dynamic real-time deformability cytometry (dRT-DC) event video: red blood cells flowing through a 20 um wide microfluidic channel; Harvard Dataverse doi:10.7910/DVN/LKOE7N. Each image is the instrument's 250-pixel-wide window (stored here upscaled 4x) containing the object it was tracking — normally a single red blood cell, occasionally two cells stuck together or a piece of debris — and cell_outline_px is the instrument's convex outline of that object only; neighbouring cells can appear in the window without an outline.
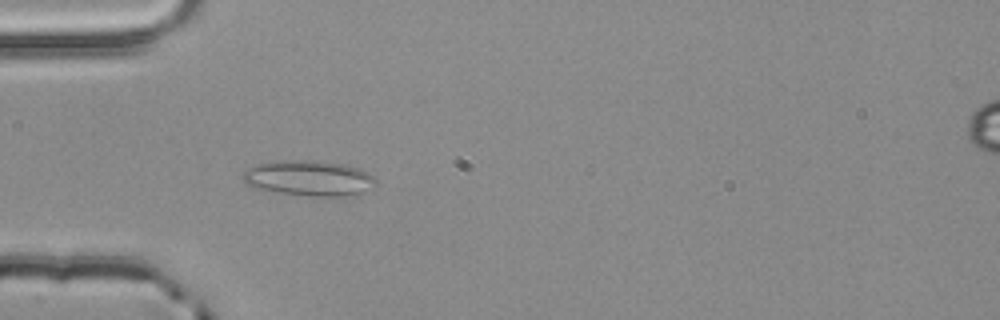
{"species": "common noctule bat (a hibernating species)", "species_latin": "Nyctalus noctula", "temperature_condition": "room temperature", "stored_images_in_passage": 39, "camera_frame_rate_fps": 3000, "um_per_image_px": 0.085, "animal": {"sex": "male", "body_mass_g": 20.4}, "frame": {"image": 1, "passage_image": 2, "time_ms": 0.333, "image_size_px": [1000, 320], "cell_outline_px": [[376, 184], [360, 192], [344, 196], [308, 196], [252, 188], [244, 184], [244, 172], [248, 168], [256, 164], [280, 160], [312, 160], [344, 164], [360, 168], [368, 172], [376, 180]], "centroid_in_image_um": [26.22, 15.13], "position_along_channel_um": 58.8, "area_um2": 27.34}}
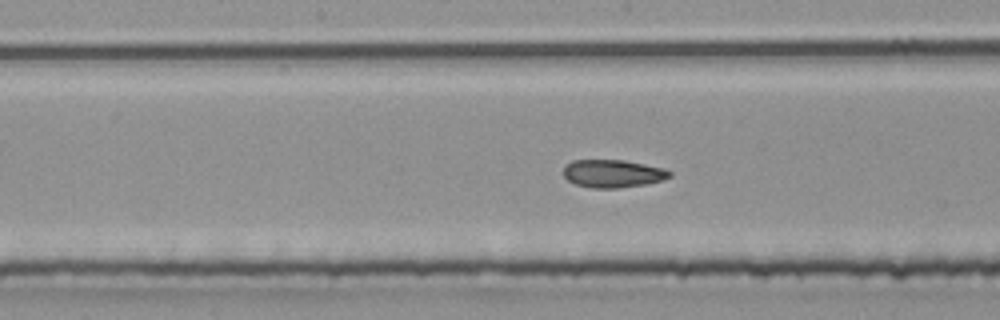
{"frame": {"image": 2, "passage_image": 13, "time_ms": 4.0, "image_size_px": [1000, 320], "cell_outline_px": [[672, 176], [660, 180], [644, 184], [616, 188], [592, 188], [576, 184], [568, 180], [564, 176], [564, 168], [572, 160], [624, 160], [664, 168], [672, 172]], "centroid_in_image_um": [52.09, 14.75], "position_along_channel_um": 196.1, "area_um2": 17.05}}
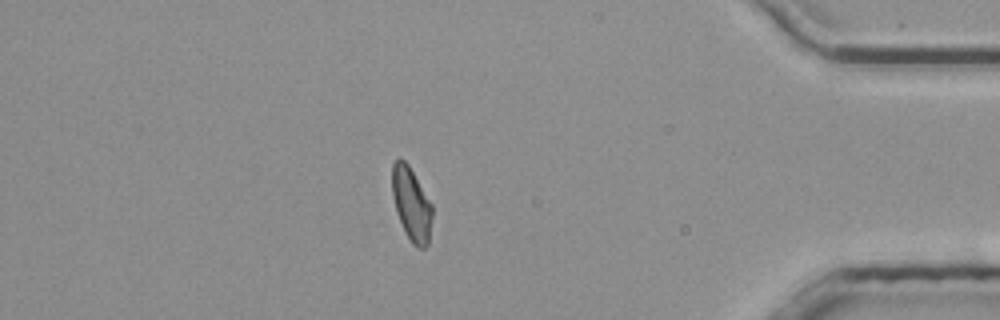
{"frame": {"image": 3, "passage_image": 32, "time_ms": 10.333, "image_size_px": [1000, 320], "cell_outline_px": [[432, 216], [428, 244], [424, 248], [416, 248], [412, 244], [396, 212], [392, 196], [392, 164], [400, 156], [408, 164], [432, 204]], "centroid_in_image_um": [34.96, 17.33], "position_along_channel_um": 400.2, "area_um2": 17.05}, "authors_computed_cell_mechanics": {"area_um2": 17.3978, "velocity_mm_per_s": 3.86, "shape_relaxation_time_tau1_ms": null, "shape_relaxation_time_tau2_ms": 4.1299, "deformation_change_tau1": null, "deformation_change_tau2": 0.0999}}